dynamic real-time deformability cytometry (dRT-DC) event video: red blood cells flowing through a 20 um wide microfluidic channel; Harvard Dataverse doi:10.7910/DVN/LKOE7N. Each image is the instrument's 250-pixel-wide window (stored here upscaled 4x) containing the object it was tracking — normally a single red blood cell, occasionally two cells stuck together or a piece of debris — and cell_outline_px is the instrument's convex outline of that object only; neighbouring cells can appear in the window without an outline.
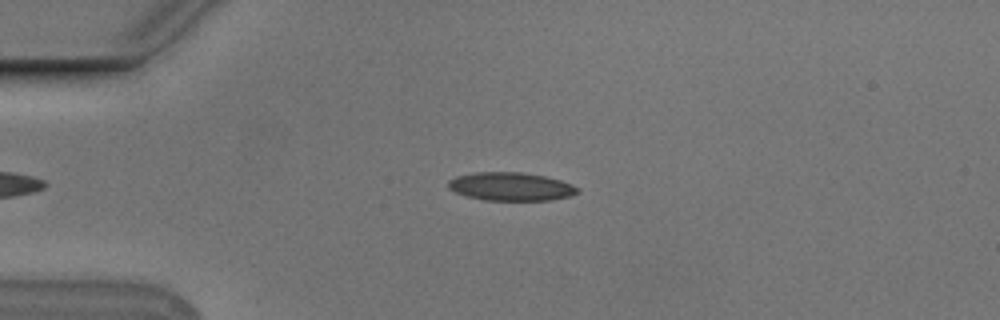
{"species": "Egyptian fruit bat (a non-hibernating species)", "species_latin": "Rousettus aegyptiacus", "temperature_condition": "cold", "stored_images_in_passage": 25, "camera_frame_rate_fps": 3000, "um_per_image_px": 0.085, "animal": {"sex": "male"}, "frame": {"image": 1, "passage_image": 2, "time_ms": 0.333, "image_size_px": [1000, 320], "cell_outline_px": [[580, 192], [568, 196], [552, 200], [484, 200], [468, 196], [456, 192], [448, 188], [448, 180], [456, 176], [476, 172], [520, 172], [544, 176], [560, 180], [572, 184], [580, 188]], "centroid_in_image_um": [43.43, 15.85], "position_along_channel_um": 41.6, "area_um2": 21.27}}
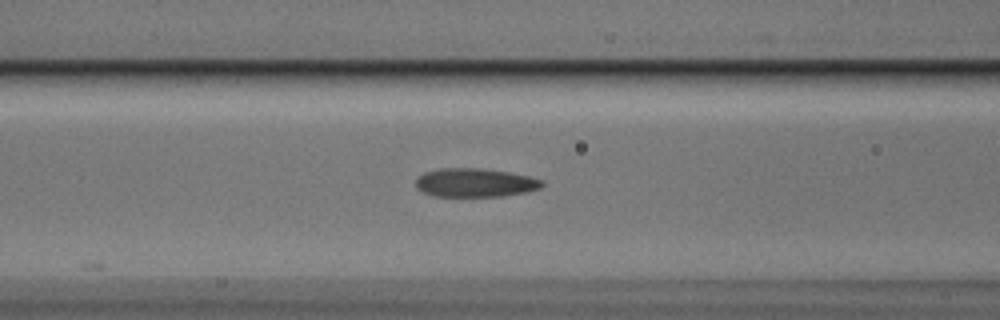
{"frame": {"image": 2, "passage_image": 11, "time_ms": 3.333, "image_size_px": [1000, 320], "cell_outline_px": [[544, 184], [540, 188], [524, 192], [504, 196], [432, 196], [416, 188], [416, 180], [424, 172], [440, 168], [476, 168], [508, 172], [528, 176], [544, 180]], "centroid_in_image_um": [40.37, 15.53], "position_along_channel_um": 126.2, "area_um2": 20.98}}
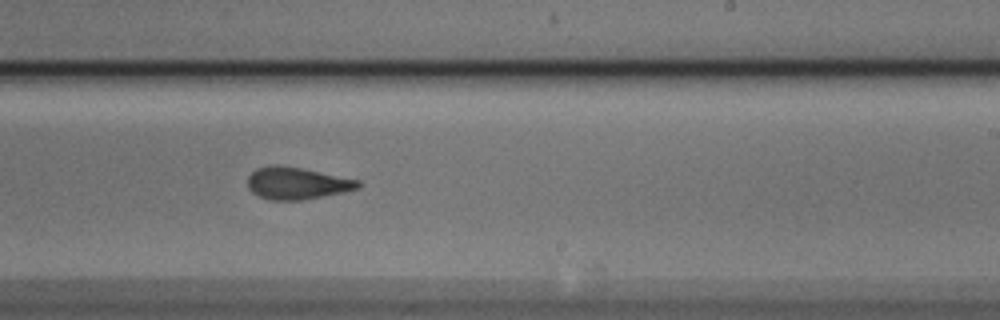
{"frame": {"image": 3, "passage_image": 22, "time_ms": 7.0, "image_size_px": [1000, 320], "cell_outline_px": [[360, 188], [344, 192], [304, 200], [268, 200], [252, 192], [248, 188], [248, 176], [256, 168], [268, 164], [276, 164], [300, 168], [360, 180]], "centroid_in_image_um": [25.22, 15.57], "position_along_channel_um": 263.8, "area_um2": 20.75}}